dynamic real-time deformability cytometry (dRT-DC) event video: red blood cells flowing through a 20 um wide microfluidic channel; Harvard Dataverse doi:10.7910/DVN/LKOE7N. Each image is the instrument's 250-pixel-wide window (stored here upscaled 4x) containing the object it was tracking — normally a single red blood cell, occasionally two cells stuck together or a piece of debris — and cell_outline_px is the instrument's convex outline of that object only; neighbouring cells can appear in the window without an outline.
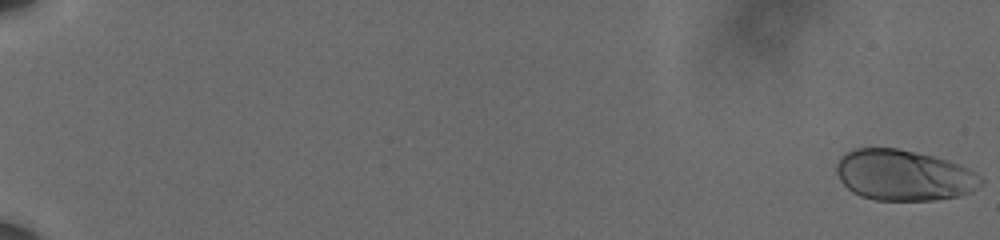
{"species": "human", "species_latin": "Homo sapiens", "temperature_condition": "cold", "stored_images_in_passage": 61, "camera_frame_rate_fps": 3000, "um_per_image_px": 0.085, "donor": {"sex": "male"}, "frame": {"image": 1, "passage_image": 1, "time_ms": 0.0, "image_size_px": [1000, 240], "cell_outline_px": [[984, 180], [972, 192], [960, 196], [936, 200], [876, 200], [860, 196], [852, 192], [840, 180], [836, 172], [836, 164], [840, 156], [856, 148], [896, 148], [932, 156], [948, 160], [968, 168], [980, 176]], "centroid_in_image_um": [76.81, 14.9], "position_along_channel_um": 8.2, "area_um2": 42.77}}
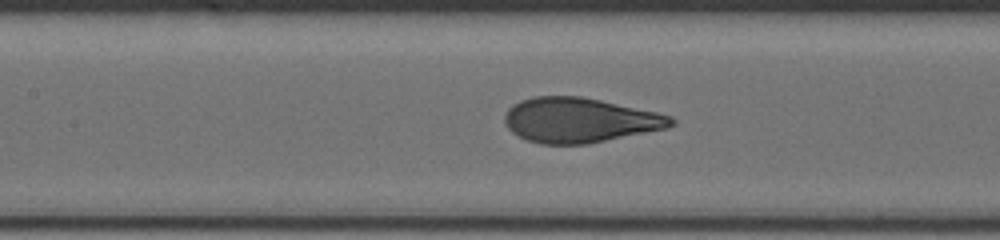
{"frame": {"image": 2, "passage_image": 32, "time_ms": 10.333, "image_size_px": [1000, 240], "cell_outline_px": [[676, 124], [668, 128], [588, 144], [540, 144], [528, 140], [512, 132], [508, 128], [504, 120], [504, 116], [508, 108], [512, 104], [520, 100], [532, 96], [580, 96], [600, 100], [656, 112], [672, 116], [676, 120]], "centroid_in_image_um": [49.27, 10.21], "position_along_channel_um": 158.1, "area_um2": 43.58}}
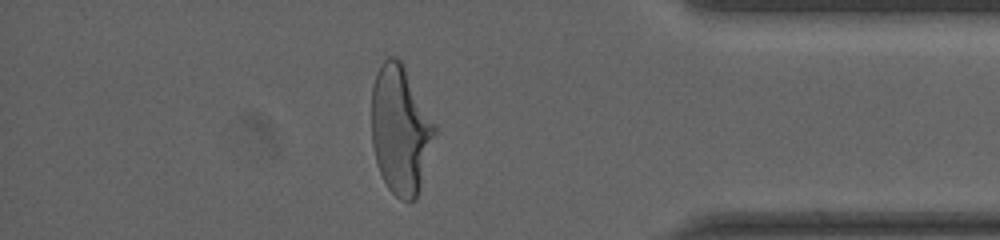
{"frame": {"image": 3, "passage_image": 54, "time_ms": 17.667, "image_size_px": [1000, 240], "cell_outline_px": [[436, 132], [416, 200], [400, 200], [388, 188], [380, 172], [376, 160], [372, 144], [372, 84], [376, 72], [380, 64], [388, 56], [396, 56], [400, 60], [436, 124]], "centroid_in_image_um": [34.02, 11.01], "position_along_channel_um": 401.2, "area_um2": 46.99}, "authors_computed_cell_mechanics": {"area_um2": 43.4078, "velocity_mm_per_s": 3.6006, "shape_relaxation_time_tau1_ms": 3.2946, "shape_relaxation_time_tau2_ms": null, "deformation_change_tau1": 0.1946, "deformation_change_tau2": null}}